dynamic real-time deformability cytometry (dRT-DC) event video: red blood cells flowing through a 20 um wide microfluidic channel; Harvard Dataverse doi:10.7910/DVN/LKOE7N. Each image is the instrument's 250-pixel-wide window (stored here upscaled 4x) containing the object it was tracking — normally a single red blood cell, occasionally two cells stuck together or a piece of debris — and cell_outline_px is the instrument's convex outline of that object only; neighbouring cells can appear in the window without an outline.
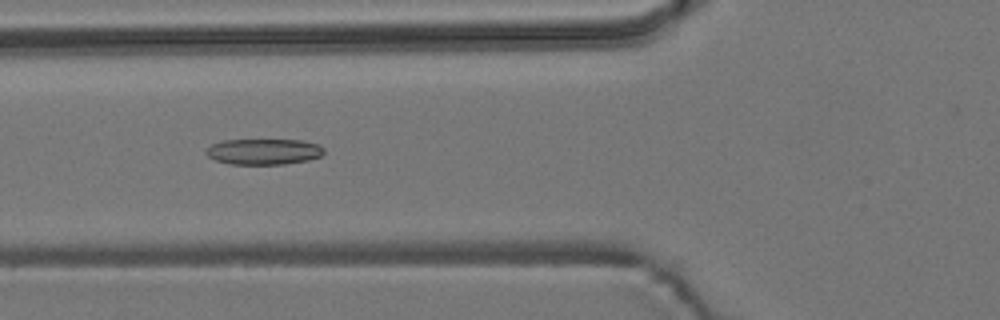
{"species": "common noctule bat (a hibernating species)", "species_latin": "Nyctalus noctula", "temperature_condition": "room temperature", "stored_images_in_passage": 54, "camera_frame_rate_fps": 3000, "um_per_image_px": 0.085, "animal": {"sex": "male", "body_mass_g": 19.2, "forearm_length_mm": 51.8}, "frame": {"image": 1, "passage_image": 19, "time_ms": 6.0, "image_size_px": [1000, 320], "cell_outline_px": [[324, 152], [320, 156], [308, 160], [284, 164], [232, 164], [216, 160], [208, 156], [204, 152], [212, 144], [224, 140], [300, 140], [320, 144], [324, 148]], "centroid_in_image_um": [22.44, 12.88], "position_along_channel_um": 103.4, "area_um2": 17.69}}
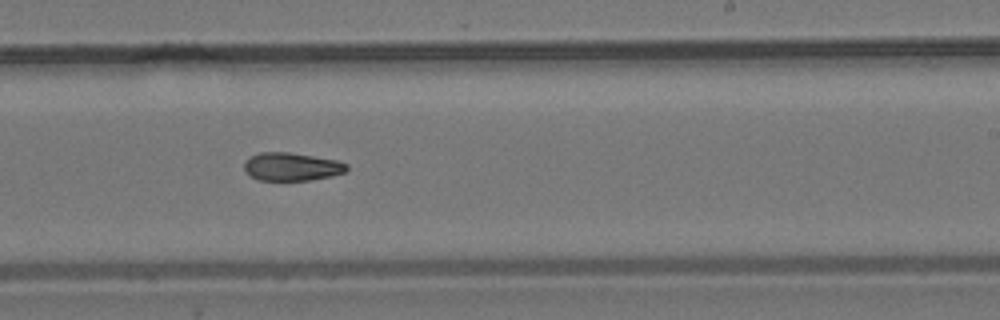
{"frame": {"image": 2, "passage_image": 32, "time_ms": 10.333, "image_size_px": [1000, 320], "cell_outline_px": [[348, 168], [344, 172], [332, 176], [308, 180], [260, 180], [252, 176], [244, 168], [244, 160], [248, 156], [260, 152], [288, 152], [336, 160], [348, 164]], "centroid_in_image_um": [24.77, 14.16], "position_along_channel_um": 264.2, "area_um2": 16.7}}
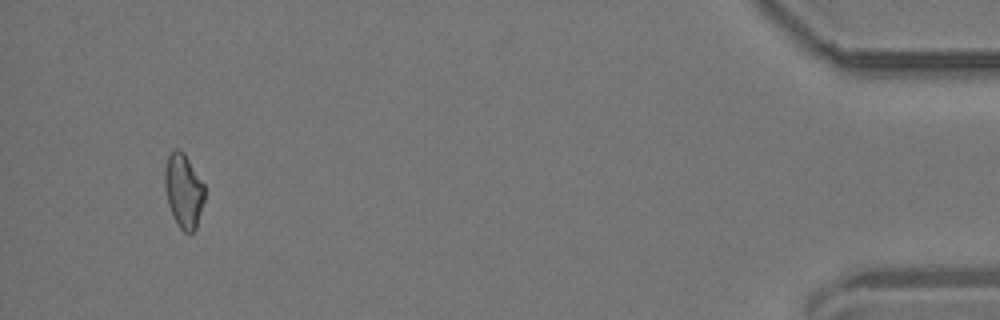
{"frame": {"image": 3, "passage_image": 51, "time_ms": 16.667, "image_size_px": [1000, 320], "cell_outline_px": [[204, 200], [196, 228], [192, 232], [184, 232], [180, 228], [172, 216], [168, 204], [164, 184], [164, 168], [168, 156], [176, 148], [180, 148], [184, 152], [204, 184]], "centroid_in_image_um": [15.59, 16.2], "position_along_channel_um": 419.6, "area_um2": 17.22}}